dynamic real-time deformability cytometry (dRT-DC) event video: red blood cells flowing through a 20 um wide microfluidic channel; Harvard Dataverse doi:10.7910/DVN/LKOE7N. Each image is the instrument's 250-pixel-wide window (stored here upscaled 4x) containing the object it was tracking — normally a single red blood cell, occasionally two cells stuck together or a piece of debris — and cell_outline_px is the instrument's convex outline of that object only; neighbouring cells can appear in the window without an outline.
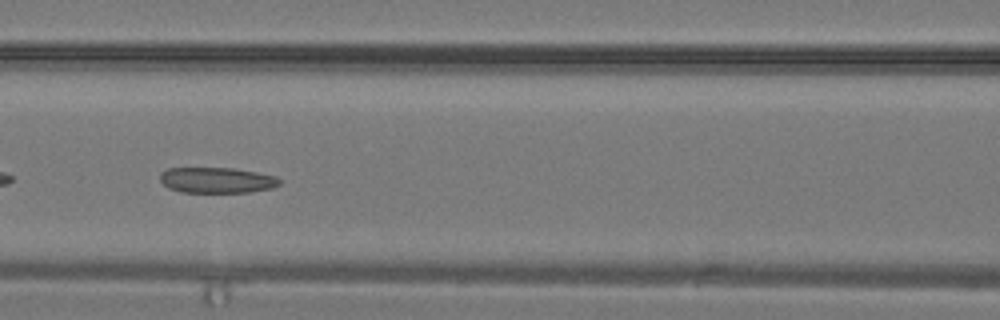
{"species": "common noctule bat (a hibernating species)", "species_latin": "Nyctalus noctula", "temperature_condition": "warm", "stored_images_in_passage": 33, "camera_frame_rate_fps": 3000, "um_per_image_px": 0.085, "animal": {"sex": "male", "body_mass_g": 19.2, "forearm_length_mm": 51.8}, "frame": {"image": 1, "passage_image": 15, "time_ms": 4.667, "image_size_px": [1000, 320], "cell_outline_px": [[280, 184], [272, 188], [252, 192], [180, 192], [168, 188], [160, 180], [160, 172], [168, 168], [232, 168], [256, 172], [276, 176], [280, 180]], "centroid_in_image_um": [18.42, 15.31], "position_along_channel_um": 148.2, "area_um2": 17.92}}
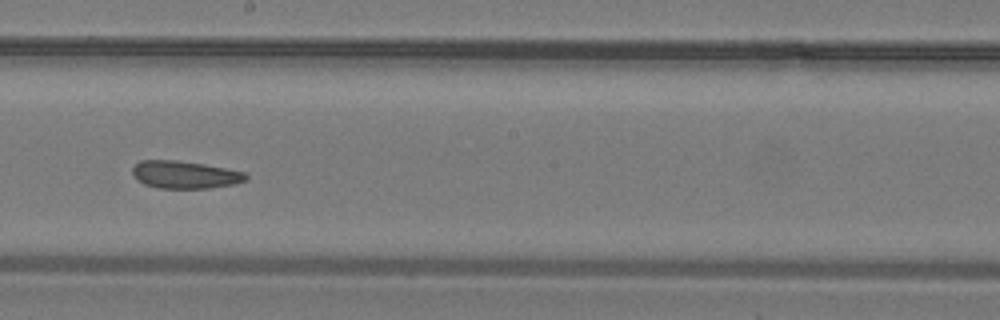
{"frame": {"image": 2, "passage_image": 19, "time_ms": 6.0, "image_size_px": [1000, 320], "cell_outline_px": [[248, 180], [232, 184], [208, 188], [160, 188], [144, 184], [136, 180], [132, 176], [132, 168], [140, 160], [176, 160], [204, 164], [244, 172], [248, 176]], "centroid_in_image_um": [15.67, 14.84], "position_along_channel_um": 232.5, "area_um2": 18.21}}